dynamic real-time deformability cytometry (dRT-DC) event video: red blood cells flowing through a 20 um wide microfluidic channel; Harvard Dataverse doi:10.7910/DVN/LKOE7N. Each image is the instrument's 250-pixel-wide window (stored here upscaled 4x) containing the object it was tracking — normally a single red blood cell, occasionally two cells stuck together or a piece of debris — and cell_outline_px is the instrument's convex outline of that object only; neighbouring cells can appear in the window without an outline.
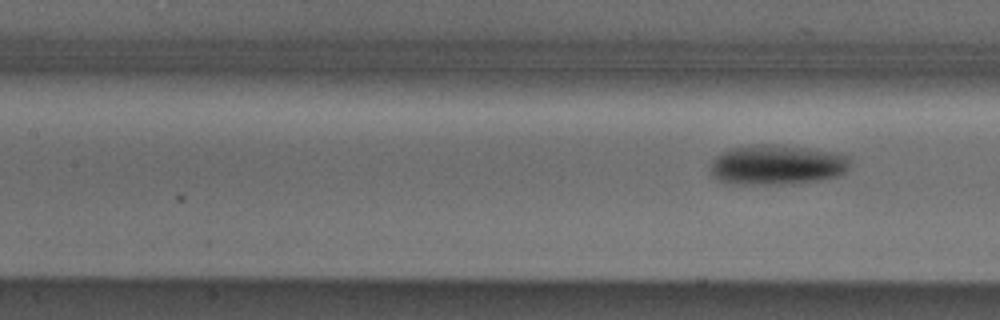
{"species": "Egyptian fruit bat (a non-hibernating species)", "species_latin": "Rousettus aegyptiacus", "temperature_condition": "cold", "stored_images_in_passage": 7, "segment_of_instrument_passage": [2, 2], "camera_frame_rate_fps": 3000, "um_per_image_px": 0.085, "animal": {"sex": "male"}, "frame": {"image": 1, "passage_image": 7, "time_ms": 2.0, "image_size_px": [1000, 320], "cell_outline_px": [[848, 168], [840, 176], [816, 180], [772, 184], [724, 184], [712, 176], [712, 160], [716, 156], [732, 148], [756, 144], [776, 144], [808, 148], [836, 152], [848, 156]], "centroid_in_image_um": [66.01, 14.0], "position_along_channel_um": 141.4, "area_um2": 32.37}}